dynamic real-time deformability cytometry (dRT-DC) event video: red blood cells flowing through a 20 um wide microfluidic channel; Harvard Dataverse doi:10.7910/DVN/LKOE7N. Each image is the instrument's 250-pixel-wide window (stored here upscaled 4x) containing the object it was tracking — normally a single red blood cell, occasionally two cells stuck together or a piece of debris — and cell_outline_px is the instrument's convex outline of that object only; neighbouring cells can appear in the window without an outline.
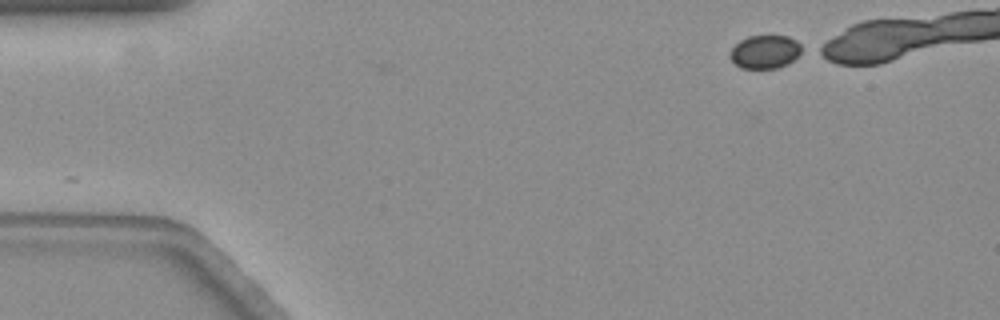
{"species": "common noctule bat (a hibernating species)", "species_latin": "Nyctalus noctula", "temperature_condition": "warm", "stored_images_in_passage": 19, "camera_frame_rate_fps": 3000, "um_per_image_px": 0.085, "animal": {"sex": "female", "body_mass_g": 19.3, "forearm_length_mm": 54.1}, "frame": {"image": 1, "passage_image": 1, "time_ms": 0.0, "image_size_px": [1000, 320], "cell_outline_px": [[808, 48], [804, 52], [788, 64], [776, 68], [740, 68], [728, 56], [728, 52], [740, 40], [748, 36], [788, 36], [796, 40]], "centroid_in_image_um": [65.09, 4.4], "position_along_channel_um": 19.9, "area_um2": 14.33}}